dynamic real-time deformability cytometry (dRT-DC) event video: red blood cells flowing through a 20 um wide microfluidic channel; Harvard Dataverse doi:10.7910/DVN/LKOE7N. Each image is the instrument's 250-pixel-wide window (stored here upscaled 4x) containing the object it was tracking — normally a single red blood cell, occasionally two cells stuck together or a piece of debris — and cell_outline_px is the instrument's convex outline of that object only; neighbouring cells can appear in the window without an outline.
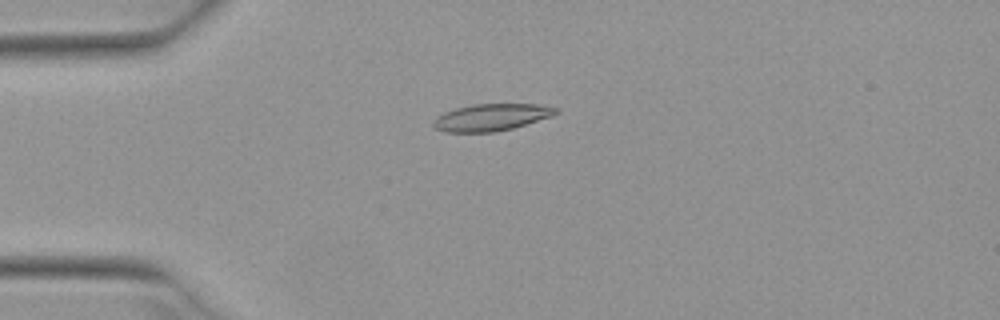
{"species": "Egyptian fruit bat (a non-hibernating species)", "species_latin": "Rousettus aegyptiacus", "temperature_condition": "warm", "stored_images_in_passage": 4, "camera_frame_rate_fps": 3000, "um_per_image_px": 0.085, "animal": {"sex": "female"}, "frame": {"image": 1, "passage_image": 4, "time_ms": 1.0, "image_size_px": [1000, 320], "cell_outline_px": [[556, 112], [552, 116], [512, 128], [492, 132], [444, 132], [436, 128], [432, 124], [432, 120], [436, 116], [444, 112], [456, 108], [472, 104], [540, 104], [556, 108]], "centroid_in_image_um": [41.7, 9.97], "position_along_channel_um": 43.3, "area_um2": 19.13}}